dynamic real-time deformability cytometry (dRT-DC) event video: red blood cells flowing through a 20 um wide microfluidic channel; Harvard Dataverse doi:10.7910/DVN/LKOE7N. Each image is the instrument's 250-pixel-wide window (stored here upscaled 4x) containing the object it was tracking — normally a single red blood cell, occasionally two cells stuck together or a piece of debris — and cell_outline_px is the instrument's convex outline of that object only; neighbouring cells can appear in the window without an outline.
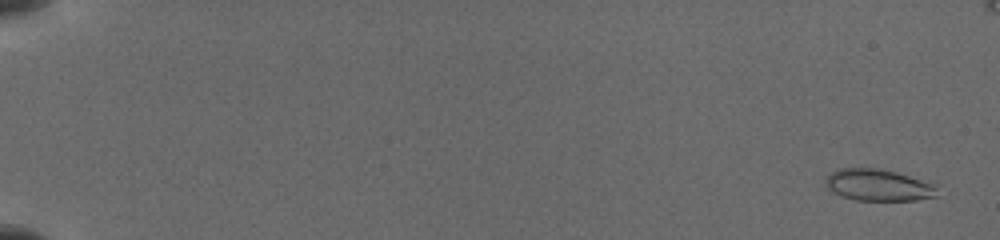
{"species": "common noctule bat (a hibernating species)", "species_latin": "Nyctalus noctula", "temperature_condition": "cold", "stored_images_in_passage": 17, "camera_frame_rate_fps": 3000, "um_per_image_px": 0.085, "animal": {"sex": "female", "body_mass_g": 19.5, "forearm_length_mm": 54.1}, "frame": {"image": 1, "passage_image": 3, "time_ms": 0.667, "image_size_px": [1000, 240], "cell_outline_px": [[936, 196], [916, 200], [856, 200], [844, 196], [828, 188], [824, 180], [828, 172], [840, 168], [880, 168], [896, 172], [936, 184]], "centroid_in_image_um": [74.64, 15.71], "position_along_channel_um": 10.4, "area_um2": 20.52}}
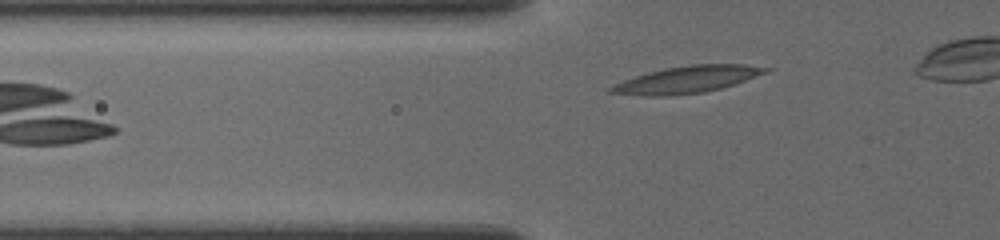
{"frame": {"image": 2, "passage_image": 17, "time_ms": 8.333, "image_size_px": [1000, 240], "cell_outline_px": [[772, 68], [768, 72], [720, 88], [704, 92], [656, 96], [652, 96], [608, 92], [608, 88], [624, 80], [648, 72], [664, 68], [692, 64], [744, 64]], "centroid_in_image_um": [58.42, 6.74], "position_along_channel_um": 67.4, "area_um2": 23.7}}